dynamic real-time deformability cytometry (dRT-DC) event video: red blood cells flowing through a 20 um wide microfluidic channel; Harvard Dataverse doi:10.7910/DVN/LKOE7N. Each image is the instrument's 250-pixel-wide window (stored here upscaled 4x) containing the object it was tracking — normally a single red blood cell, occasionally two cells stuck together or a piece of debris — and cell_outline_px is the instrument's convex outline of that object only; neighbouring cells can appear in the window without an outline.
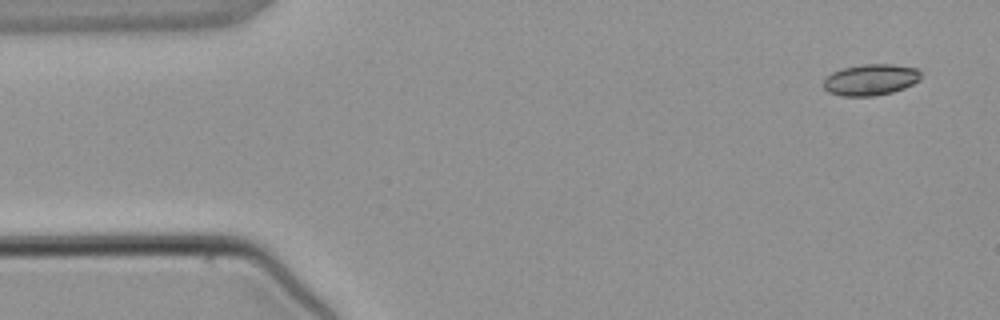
{"species": "common noctule bat (a hibernating species)", "species_latin": "Nyctalus noctula", "temperature_condition": "warm", "stored_images_in_passage": 3, "camera_frame_rate_fps": 3000, "um_per_image_px": 0.085, "animal": {"sex": "male", "body_mass_g": 21.5, "forearm_length_mm": 52.0}, "frame": {"image": 1, "passage_image": 1, "time_ms": 0.0, "image_size_px": [1000, 320], "cell_outline_px": [[920, 80], [904, 88], [892, 92], [872, 96], [840, 96], [828, 92], [820, 84], [832, 72], [844, 68], [864, 64], [892, 64], [916, 68], [920, 72]], "centroid_in_image_um": [73.97, 6.78], "position_along_channel_um": 11.0, "area_um2": 17.74}}
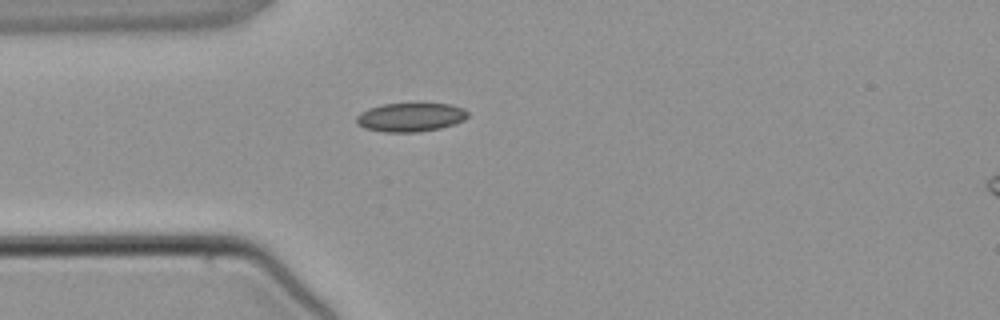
{"frame": {"image": 2, "passage_image": 3, "time_ms": 3.0, "image_size_px": [1000, 320], "cell_outline_px": [[468, 116], [464, 120], [440, 128], [420, 132], [384, 132], [364, 128], [356, 124], [356, 116], [360, 112], [368, 108], [384, 104], [448, 104], [464, 108], [468, 112]], "centroid_in_image_um": [34.86, 9.97], "position_along_channel_um": 50.1, "area_um2": 18.67}}